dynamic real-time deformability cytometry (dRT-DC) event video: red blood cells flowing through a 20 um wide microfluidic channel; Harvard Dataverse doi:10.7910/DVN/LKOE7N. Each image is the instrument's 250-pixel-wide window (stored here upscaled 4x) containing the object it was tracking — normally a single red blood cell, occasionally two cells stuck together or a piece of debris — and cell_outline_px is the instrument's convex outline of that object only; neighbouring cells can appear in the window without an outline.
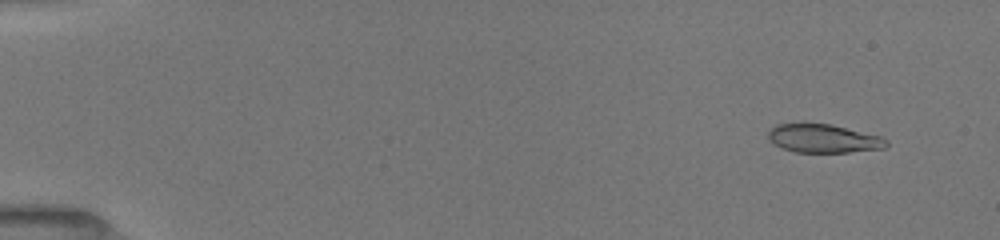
{"species": "common noctule bat (a hibernating species)", "species_latin": "Nyctalus noctula", "temperature_condition": "room temperature", "stored_images_in_passage": 52, "camera_frame_rate_fps": 3000, "um_per_image_px": 0.085, "animal": {"sex": "female", "body_mass_g": 19.5, "forearm_length_mm": 54.1}, "frame": {"image": 1, "passage_image": 4, "time_ms": 1.0, "image_size_px": [1000, 240], "cell_outline_px": [[888, 144], [884, 148], [848, 152], [796, 152], [784, 148], [768, 140], [768, 132], [776, 124], [828, 124], [880, 136], [888, 140]], "centroid_in_image_um": [69.99, 11.78], "position_along_channel_um": 15.0, "area_um2": 19.19}}
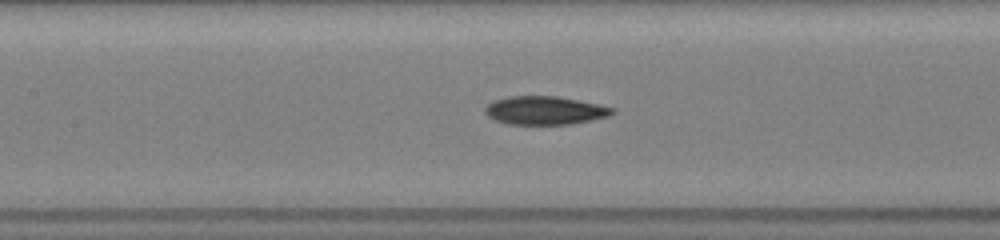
{"frame": {"image": 2, "passage_image": 25, "time_ms": 8.0, "image_size_px": [1000, 240], "cell_outline_px": [[616, 112], [608, 116], [592, 120], [568, 124], [508, 124], [496, 120], [488, 116], [484, 112], [484, 108], [492, 100], [508, 96], [556, 96], [600, 104], [616, 108]], "centroid_in_image_um": [46.32, 9.38], "position_along_channel_um": 161.1, "area_um2": 21.15}}
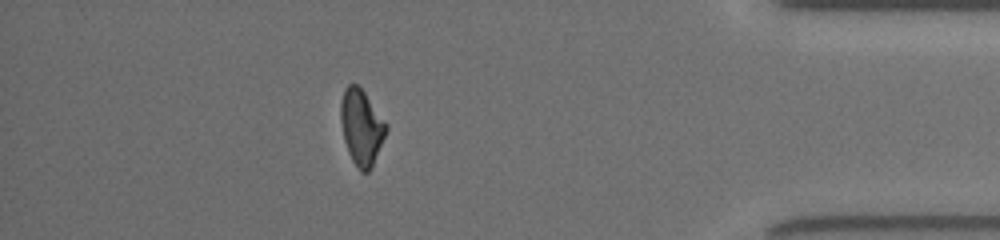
{"frame": {"image": 3, "passage_image": 46, "time_ms": 15.0, "image_size_px": [1000, 240], "cell_outline_px": [[388, 128], [372, 164], [368, 172], [360, 172], [352, 160], [348, 152], [344, 140], [340, 120], [340, 104], [344, 88], [348, 84], [356, 84], [364, 92], [388, 124]], "centroid_in_image_um": [30.7, 10.79], "position_along_channel_um": 404.5, "area_um2": 19.83}, "authors_computed_cell_mechanics": {"area_um2": 20.4612, "velocity_mm_per_s": 4.0039, "shape_relaxation_time_tau1_ms": 3.4043, "shape_relaxation_time_tau2_ms": 3.7451, "deformation_change_tau1": 0.1542, "deformation_change_tau2": 0.1116}}